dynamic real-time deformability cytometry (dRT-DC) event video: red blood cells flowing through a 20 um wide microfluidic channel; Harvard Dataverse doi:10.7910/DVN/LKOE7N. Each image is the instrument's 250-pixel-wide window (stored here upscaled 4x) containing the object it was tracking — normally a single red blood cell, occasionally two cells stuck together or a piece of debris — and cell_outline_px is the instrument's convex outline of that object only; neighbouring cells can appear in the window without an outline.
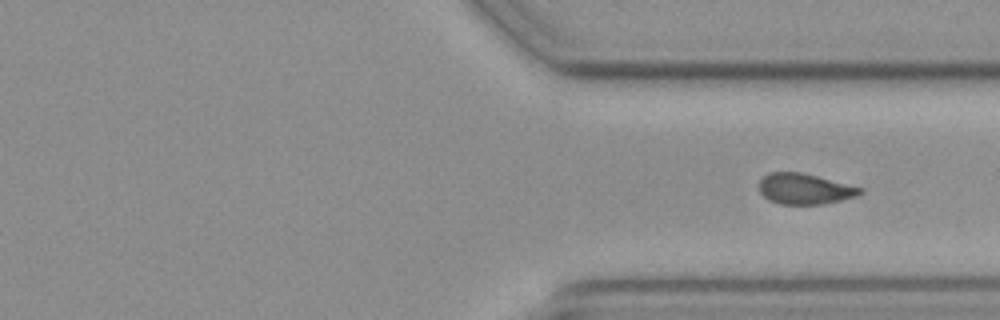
{"species": "common noctule bat (a hibernating species)", "species_latin": "Nyctalus noctula", "temperature_condition": "cold", "stored_images_in_passage": 11, "segment_of_instrument_passage": [2, 2], "camera_frame_rate_fps": 3000, "um_per_image_px": 0.085, "animal": {"sex": "female", "body_mass_g": 19.3, "forearm_length_mm": 54.1}, "frame": {"image": 1, "passage_image": 11, "time_ms": 14.0, "image_size_px": [1000, 320], "cell_outline_px": [[864, 192], [856, 196], [824, 204], [780, 204], [768, 200], [760, 192], [760, 180], [768, 172], [800, 172], [864, 188]], "centroid_in_image_um": [68.4, 16.06], "position_along_channel_um": 343.0, "area_um2": 17.98}}